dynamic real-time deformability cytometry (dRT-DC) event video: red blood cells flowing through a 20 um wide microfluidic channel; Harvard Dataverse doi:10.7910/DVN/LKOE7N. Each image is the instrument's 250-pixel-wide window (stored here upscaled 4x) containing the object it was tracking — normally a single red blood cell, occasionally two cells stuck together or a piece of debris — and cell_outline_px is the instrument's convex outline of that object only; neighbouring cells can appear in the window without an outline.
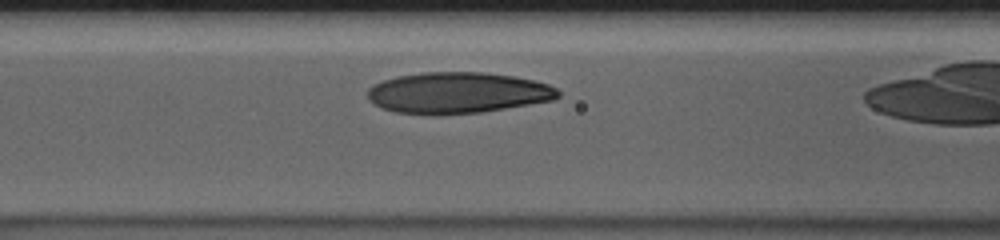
{"species": "human", "species_latin": "Homo sapiens", "temperature_condition": "cold", "stored_images_in_passage": 32, "camera_frame_rate_fps": 3000, "um_per_image_px": 0.085, "donor": {"sex": "male"}, "frame": {"image": 1, "passage_image": 10, "time_ms": 3.0, "image_size_px": [1000, 240], "cell_outline_px": [[560, 96], [552, 100], [480, 112], [440, 116], [432, 116], [396, 112], [384, 108], [368, 100], [368, 88], [372, 84], [396, 76], [424, 72], [484, 72], [512, 76], [532, 80], [548, 84], [556, 88], [560, 92]], "centroid_in_image_um": [38.86, 7.9], "position_along_channel_um": 127.7, "area_um2": 45.84}}
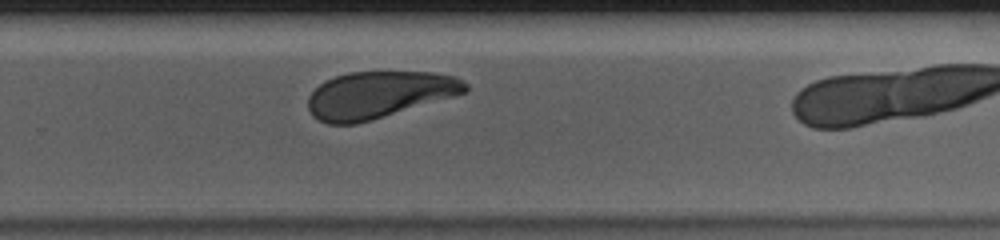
{"frame": {"image": 2, "passage_image": 24, "time_ms": 7.667, "image_size_px": [1000, 240], "cell_outline_px": [[468, 92], [456, 96], [372, 120], [356, 124], [328, 124], [312, 116], [308, 108], [308, 96], [324, 80], [348, 72], [432, 72], [456, 76], [464, 80], [468, 84]], "centroid_in_image_um": [32.24, 8.05], "position_along_channel_um": 297.6, "area_um2": 43.23}}
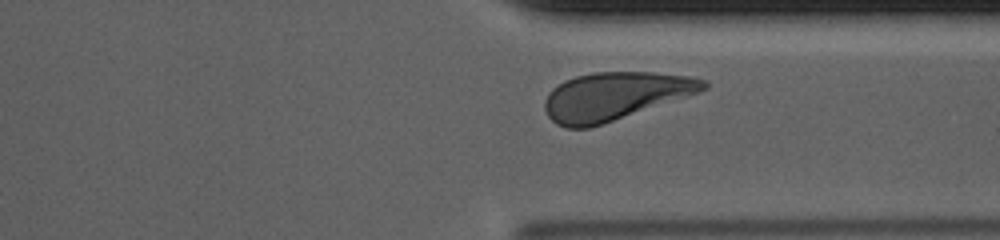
{"frame": {"image": 3, "passage_image": 29, "time_ms": 9.333, "image_size_px": [1000, 240], "cell_outline_px": [[708, 88], [700, 92], [688, 96], [588, 128], [568, 128], [556, 124], [548, 116], [544, 108], [544, 100], [548, 92], [552, 88], [564, 80], [576, 76], [592, 72], [652, 72], [688, 76], [708, 80]], "centroid_in_image_um": [52.24, 8.16], "position_along_channel_um": 359.2, "area_um2": 44.16}}